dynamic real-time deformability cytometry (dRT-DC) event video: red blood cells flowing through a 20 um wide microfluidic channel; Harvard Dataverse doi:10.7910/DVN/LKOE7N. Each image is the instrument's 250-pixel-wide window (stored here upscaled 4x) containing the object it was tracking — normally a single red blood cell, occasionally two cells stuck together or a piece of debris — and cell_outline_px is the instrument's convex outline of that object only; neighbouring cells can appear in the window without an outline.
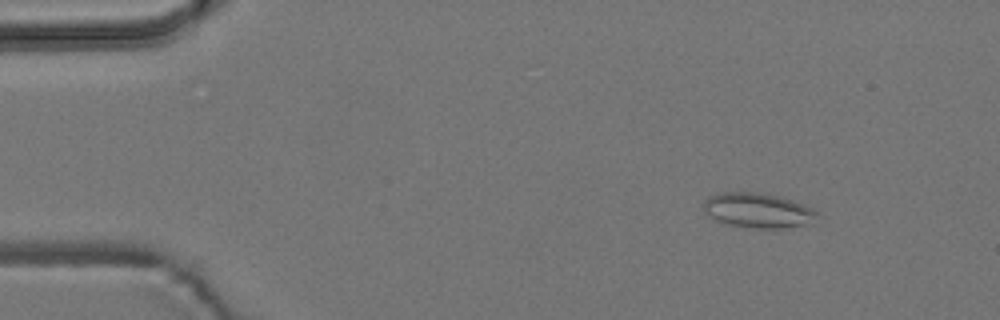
{"species": "common noctule bat (a hibernating species)", "species_latin": "Nyctalus noctula", "temperature_condition": "room temperature", "stored_images_in_passage": 7, "camera_frame_rate_fps": 3000, "um_per_image_px": 0.085, "animal": {"sex": "male", "body_mass_g": 19.2, "forearm_length_mm": 51.8}, "frame": {"image": 1, "passage_image": 2, "time_ms": 1.0, "image_size_px": [1000, 320], "cell_outline_px": [[816, 212], [804, 224], [780, 228], [752, 228], [732, 224], [716, 220], [708, 216], [704, 212], [704, 200], [708, 196], [724, 192], [756, 192], [780, 196], [804, 204], [812, 208]], "centroid_in_image_um": [64.32, 17.85], "position_along_channel_um": 20.7, "area_um2": 22.48}}
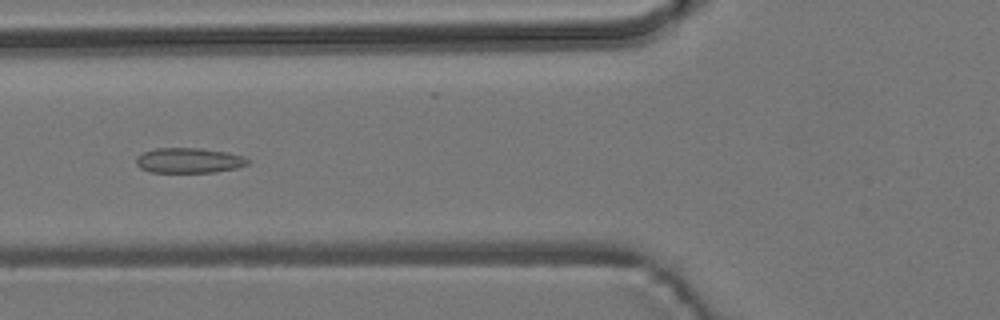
{"frame": {"image": 2, "passage_image": 6, "time_ms": 5.667, "image_size_px": [1000, 320], "cell_outline_px": [[248, 164], [236, 168], [216, 172], [152, 172], [140, 168], [136, 164], [136, 156], [144, 152], [156, 148], [200, 148], [224, 152], [244, 156], [248, 160]], "centroid_in_image_um": [16.03, 13.64], "position_along_channel_um": 109.8, "area_um2": 16.24}}
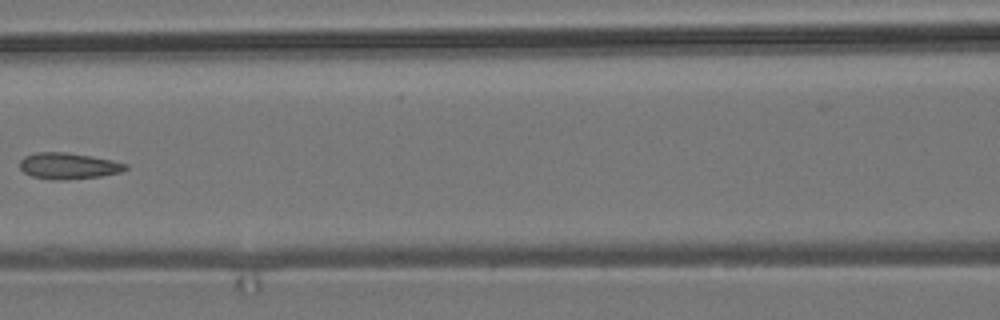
{"frame": {"image": 3, "passage_image": 7, "time_ms": 7.0, "image_size_px": [1000, 320], "cell_outline_px": [[128, 168], [120, 172], [100, 176], [68, 180], [52, 180], [32, 176], [24, 172], [20, 168], [20, 160], [24, 156], [36, 152], [64, 152], [112, 160], [128, 164]], "centroid_in_image_um": [5.79, 14.11], "position_along_channel_um": 160.8, "area_um2": 16.13}}